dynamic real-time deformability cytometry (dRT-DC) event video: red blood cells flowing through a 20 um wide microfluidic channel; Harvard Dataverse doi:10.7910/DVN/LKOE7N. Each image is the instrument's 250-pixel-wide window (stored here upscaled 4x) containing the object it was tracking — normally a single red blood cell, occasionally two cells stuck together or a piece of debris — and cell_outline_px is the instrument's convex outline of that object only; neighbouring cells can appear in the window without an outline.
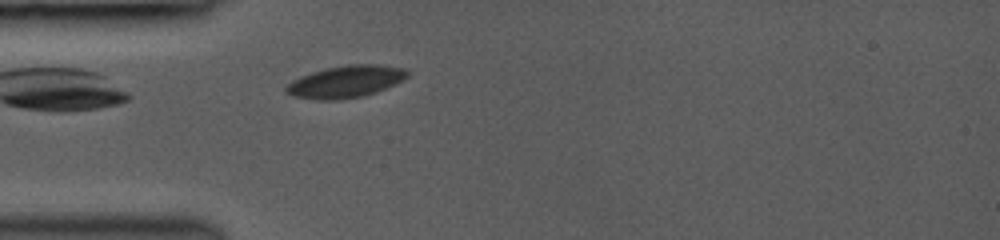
{"species": "common noctule bat (a hibernating species)", "species_latin": "Nyctalus noctula", "temperature_condition": "room temperature", "stored_images_in_passage": 3, "camera_frame_rate_fps": 3000, "um_per_image_px": 0.085, "animal": {"sex": "female", "body_mass_g": 19.0, "forearm_length_mm": 53.3}, "frame": {"image": 1, "passage_image": 2, "time_ms": 0.667, "image_size_px": [1000, 240], "cell_outline_px": [[408, 76], [376, 92], [364, 96], [340, 100], [316, 100], [292, 96], [284, 92], [284, 88], [292, 80], [300, 76], [324, 68], [348, 64], [380, 64], [404, 68], [408, 72]], "centroid_in_image_um": [29.32, 6.94], "position_along_channel_um": 55.7, "area_um2": 22.77}}